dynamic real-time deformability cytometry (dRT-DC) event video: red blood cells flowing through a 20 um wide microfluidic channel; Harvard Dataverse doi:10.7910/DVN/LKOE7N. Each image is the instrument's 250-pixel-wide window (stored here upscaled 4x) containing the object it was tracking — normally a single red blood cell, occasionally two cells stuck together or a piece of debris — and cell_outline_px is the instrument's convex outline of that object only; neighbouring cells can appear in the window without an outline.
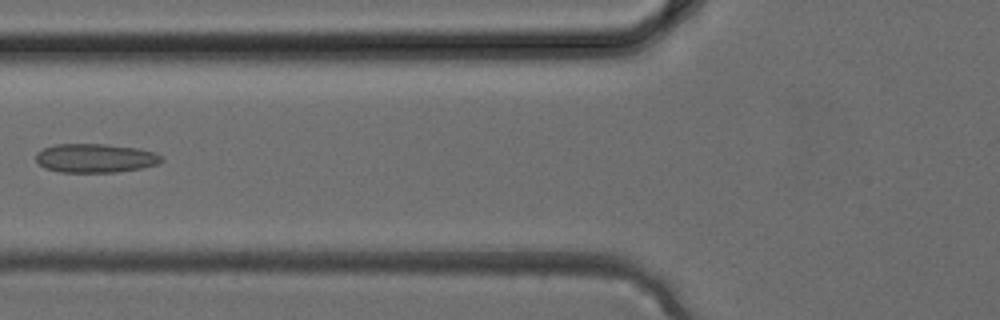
{"species": "common noctule bat (a hibernating species)", "species_latin": "Nyctalus noctula", "temperature_condition": "cold", "stored_images_in_passage": 4, "camera_frame_rate_fps": 3000, "um_per_image_px": 0.085, "animal": {"sex": "female", "body_mass_g": 24.6, "forearm_length_mm": 56.2}, "frame": {"image": 1, "passage_image": 4, "time_ms": 1.0, "image_size_px": [1000, 320], "cell_outline_px": [[164, 160], [156, 164], [140, 168], [116, 172], [60, 172], [44, 168], [36, 160], [36, 152], [44, 148], [56, 144], [104, 144], [140, 148], [156, 152]], "centroid_in_image_um": [8.1, 13.43], "position_along_channel_um": 117.7, "area_um2": 21.15}}